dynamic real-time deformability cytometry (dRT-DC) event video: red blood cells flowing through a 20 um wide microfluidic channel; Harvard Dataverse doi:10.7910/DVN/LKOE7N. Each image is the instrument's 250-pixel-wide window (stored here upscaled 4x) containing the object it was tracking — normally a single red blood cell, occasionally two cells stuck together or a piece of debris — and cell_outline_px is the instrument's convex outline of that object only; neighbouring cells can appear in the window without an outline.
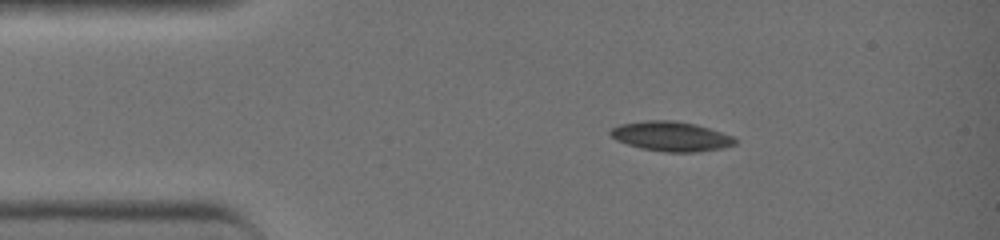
{"species": "common noctule bat (a hibernating species)", "species_latin": "Nyctalus noctula", "temperature_condition": "warm", "stored_images_in_passage": 35, "camera_frame_rate_fps": 3000, "um_per_image_px": 0.085, "animal": {"sex": "female", "body_mass_g": 19.0, "forearm_length_mm": 51.5}, "frame": {"image": 1, "passage_image": 1, "time_ms": 0.0, "image_size_px": [1000, 240], "cell_outline_px": [[736, 144], [724, 148], [696, 152], [668, 152], [640, 148], [616, 140], [608, 132], [612, 128], [620, 124], [648, 120], [676, 120], [696, 124], [732, 136], [736, 140]], "centroid_in_image_um": [57.04, 11.59], "position_along_channel_um": 28.0, "area_um2": 21.5}}
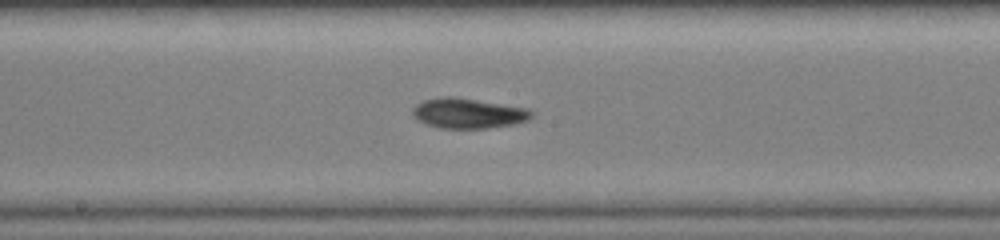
{"frame": {"image": 2, "passage_image": 16, "time_ms": 5.0, "image_size_px": [1000, 240], "cell_outline_px": [[532, 116], [528, 120], [516, 124], [484, 128], [440, 128], [424, 124], [416, 120], [412, 116], [412, 108], [416, 104], [424, 100], [440, 96], [452, 96], [528, 108], [532, 112]], "centroid_in_image_um": [39.74, 9.63], "position_along_channel_um": 208.5, "area_um2": 21.04}}
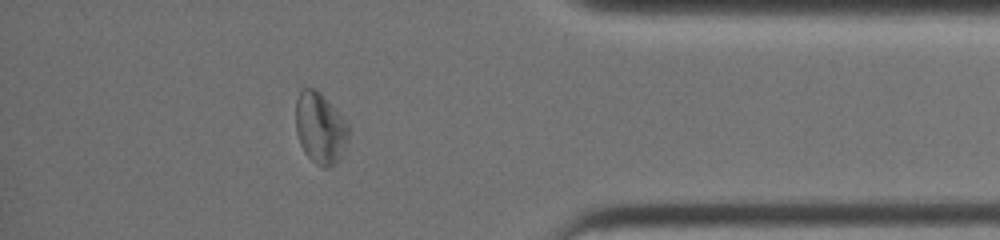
{"frame": {"image": 3, "passage_image": 30, "time_ms": 9.667, "image_size_px": [1000, 240], "cell_outline_px": [[348, 140], [340, 160], [336, 164], [328, 168], [324, 168], [316, 164], [304, 152], [300, 144], [296, 132], [296, 100], [300, 88], [316, 88], [320, 92], [348, 124]], "centroid_in_image_um": [27.21, 10.9], "position_along_channel_um": 408.0, "area_um2": 22.02}, "authors_computed_cell_mechanics": {"area_um2": 20.6924, "velocity_mm_per_s": 4.6104, "shape_relaxation_time_tau1_ms": 5.4419, "shape_relaxation_time_tau2_ms": 4.1228, "deformation_change_tau1": 0.1941, "deformation_change_tau2": 0.1239}}